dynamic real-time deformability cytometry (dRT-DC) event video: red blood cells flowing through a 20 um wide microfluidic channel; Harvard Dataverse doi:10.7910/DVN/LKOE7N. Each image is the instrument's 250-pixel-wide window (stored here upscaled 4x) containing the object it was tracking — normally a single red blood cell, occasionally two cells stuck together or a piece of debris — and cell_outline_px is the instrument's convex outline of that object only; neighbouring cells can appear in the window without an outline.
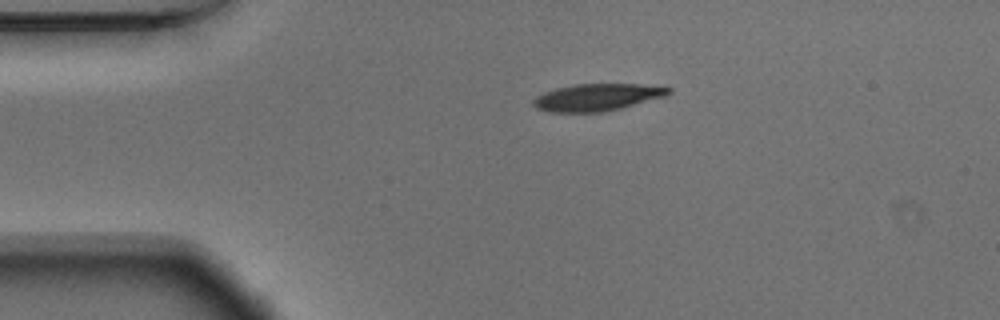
{"species": "Egyptian fruit bat (a non-hibernating species)", "species_latin": "Rousettus aegyptiacus", "temperature_condition": "warm", "stored_images_in_passage": 44, "camera_frame_rate_fps": 3000, "um_per_image_px": 0.085, "animal": {"sex": "male"}, "frame": {"image": 1, "passage_image": 1, "time_ms": 0.0, "image_size_px": [1000, 320], "cell_outline_px": [[672, 92], [664, 96], [620, 108], [604, 112], [552, 112], [536, 108], [532, 104], [532, 100], [536, 96], [544, 92], [556, 88], [576, 84], [640, 84], [672, 88]], "centroid_in_image_um": [50.72, 8.26], "position_along_channel_um": 34.3, "area_um2": 21.21}}
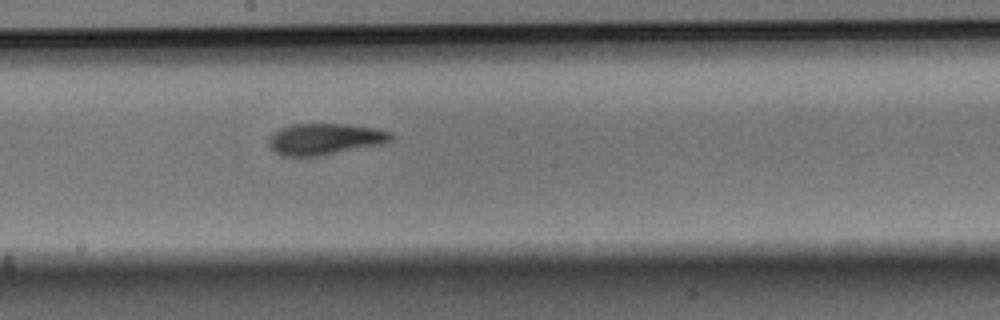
{"frame": {"image": 2, "passage_image": 19, "time_ms": 6.0, "image_size_px": [1000, 320], "cell_outline_px": [[392, 140], [380, 144], [320, 156], [280, 156], [268, 144], [268, 136], [272, 132], [280, 128], [292, 124], [348, 124], [372, 128], [392, 132]], "centroid_in_image_um": [27.56, 11.82], "position_along_channel_um": 220.6, "area_um2": 22.31}}
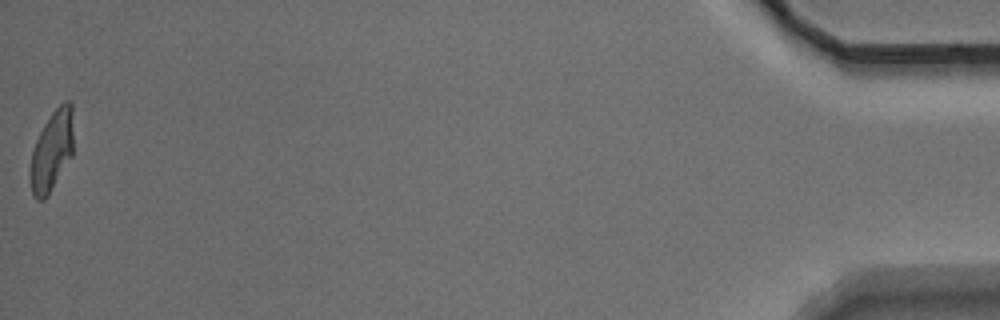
{"frame": {"image": 3, "passage_image": 44, "time_ms": 14.333, "image_size_px": [1000, 320], "cell_outline_px": [[72, 156], [48, 196], [44, 200], [36, 200], [32, 192], [28, 172], [32, 152], [36, 140], [44, 124], [52, 112], [64, 100], [68, 100], [72, 104]], "centroid_in_image_um": [4.38, 12.85], "position_along_channel_um": 430.8, "area_um2": 20.35}, "authors_computed_cell_mechanics": {"area_um2": 22.0218, "velocity_mm_per_s": 3.7195, "shape_relaxation_time_tau1_ms": 4.173, "shape_relaxation_time_tau2_ms": 2.5037, "deformation_change_tau1": 0.2022, "deformation_change_tau2": 0.0996}}